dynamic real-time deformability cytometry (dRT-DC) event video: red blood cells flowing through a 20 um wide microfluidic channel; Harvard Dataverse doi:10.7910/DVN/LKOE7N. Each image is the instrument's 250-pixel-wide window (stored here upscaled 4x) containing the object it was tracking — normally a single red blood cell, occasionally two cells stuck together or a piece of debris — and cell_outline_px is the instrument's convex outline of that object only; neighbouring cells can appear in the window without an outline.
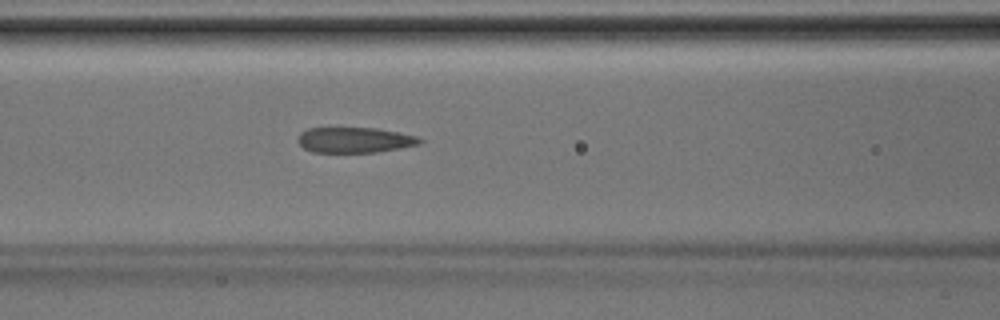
{"species": "Egyptian fruit bat (a non-hibernating species)", "species_latin": "Rousettus aegyptiacus", "temperature_condition": "room temperature", "stored_images_in_passage": 37, "camera_frame_rate_fps": 3000, "um_per_image_px": 0.085, "animal": {"sex": "male"}, "frame": {"image": 1, "passage_image": 16, "time_ms": 5.0, "image_size_px": [1000, 320], "cell_outline_px": [[424, 140], [420, 144], [400, 148], [376, 152], [312, 152], [304, 148], [296, 140], [300, 132], [308, 128], [376, 128], [416, 136]], "centroid_in_image_um": [30.12, 11.9], "position_along_channel_um": 136.5, "area_um2": 18.03}}
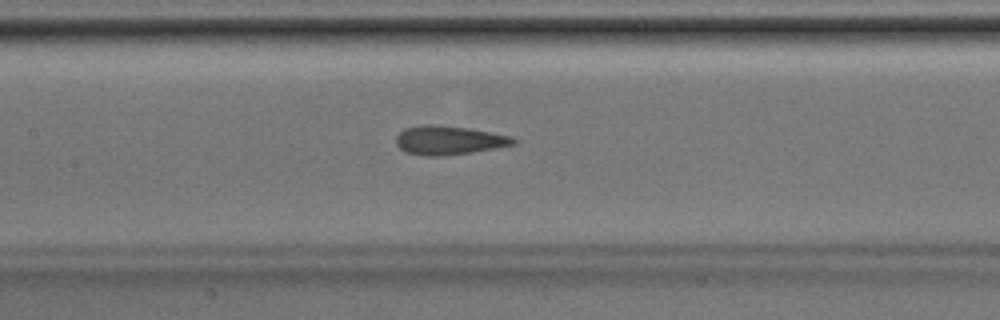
{"frame": {"image": 2, "passage_image": 18, "time_ms": 5.667, "image_size_px": [1000, 320], "cell_outline_px": [[520, 140], [516, 144], [472, 152], [440, 156], [428, 156], [404, 152], [396, 144], [396, 136], [404, 128], [424, 124], [432, 124], [468, 128], [492, 132], [512, 136]], "centroid_in_image_um": [38.17, 11.91], "position_along_channel_um": 169.2, "area_um2": 19.88}}
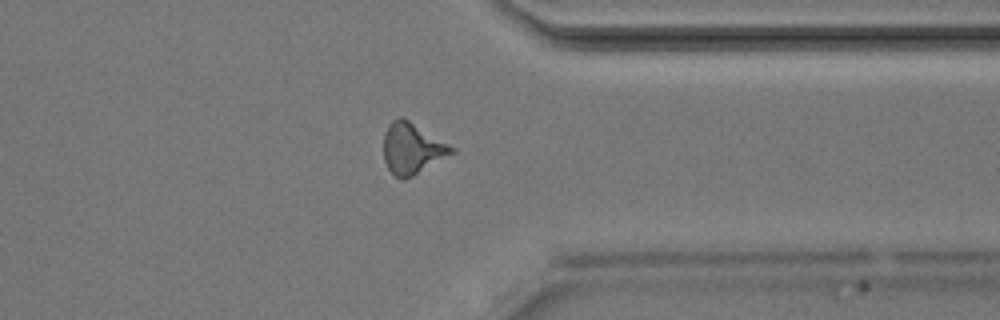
{"frame": {"image": 3, "passage_image": 31, "time_ms": 10.0, "image_size_px": [1000, 320], "cell_outline_px": [[456, 152], [412, 176], [404, 180], [400, 180], [388, 168], [384, 160], [384, 132], [388, 124], [392, 120], [400, 116], [408, 120], [456, 148]], "centroid_in_image_um": [35.03, 12.62], "position_along_channel_um": 376.4, "area_um2": 20.11}}